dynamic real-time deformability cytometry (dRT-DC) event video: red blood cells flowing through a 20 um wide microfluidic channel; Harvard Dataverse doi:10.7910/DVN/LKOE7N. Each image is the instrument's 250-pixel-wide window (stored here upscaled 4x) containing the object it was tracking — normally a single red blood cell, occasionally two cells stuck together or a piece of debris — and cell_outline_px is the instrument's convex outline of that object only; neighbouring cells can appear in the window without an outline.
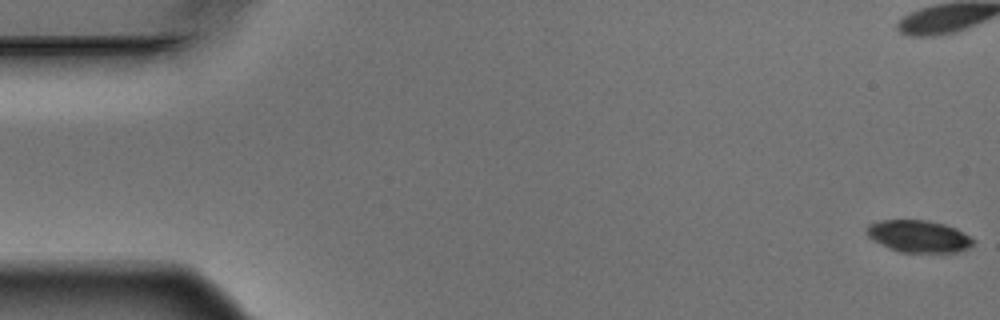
{"species": "Egyptian fruit bat (a non-hibernating species)", "species_latin": "Rousettus aegyptiacus", "temperature_condition": "warm", "stored_images_in_passage": 7, "camera_frame_rate_fps": 3000, "um_per_image_px": 0.085, "animal": {"sex": "male"}, "frame": {"image": 1, "passage_image": 1, "time_ms": 0.0, "image_size_px": [1000, 320], "cell_outline_px": [[976, 240], [972, 244], [956, 252], [904, 252], [880, 244], [872, 240], [868, 236], [864, 228], [868, 224], [880, 220], [928, 220], [944, 224], [956, 228]], "centroid_in_image_um": [78.04, 20.06], "position_along_channel_um": 7.0, "area_um2": 19.77}}